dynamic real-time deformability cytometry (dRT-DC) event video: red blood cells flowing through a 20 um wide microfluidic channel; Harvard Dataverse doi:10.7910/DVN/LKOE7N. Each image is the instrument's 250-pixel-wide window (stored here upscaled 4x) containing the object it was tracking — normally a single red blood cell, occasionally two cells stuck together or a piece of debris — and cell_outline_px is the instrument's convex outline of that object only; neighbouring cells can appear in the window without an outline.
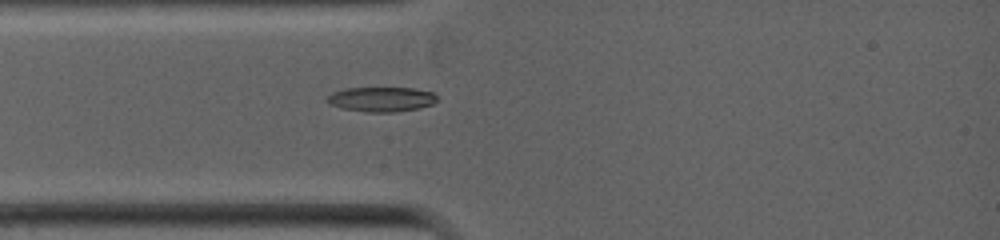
{"species": "common noctule bat (a hibernating species)", "species_latin": "Nyctalus noctula", "temperature_condition": "warm", "stored_images_in_passage": 7, "camera_frame_rate_fps": 5000, "um_per_image_px": 0.085, "animal": {"sex": "female", "body_mass_g": 19.0, "forearm_length_mm": 53.3}, "frame": {"image": 1, "passage_image": 1, "time_ms": 0.0, "image_size_px": [1000, 240], "cell_outline_px": [[436, 100], [432, 104], [420, 108], [396, 112], [364, 112], [340, 108], [328, 104], [324, 100], [332, 92], [344, 88], [412, 88], [436, 92]], "centroid_in_image_um": [32.38, 8.44], "position_along_channel_um": 52.6, "area_um2": 16.13}}
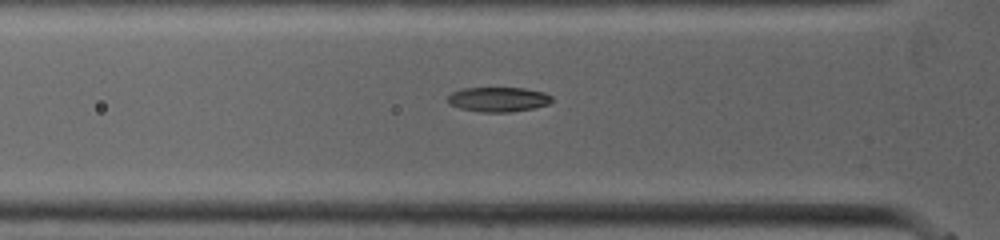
{"frame": {"image": 2, "passage_image": 4, "time_ms": 0.6, "image_size_px": [1000, 240], "cell_outline_px": [[552, 100], [548, 104], [536, 108], [512, 112], [480, 112], [460, 108], [448, 104], [444, 100], [452, 92], [460, 88], [524, 88], [544, 92], [552, 96]], "centroid_in_image_um": [42.32, 8.45], "position_along_channel_um": 83.5, "area_um2": 15.26}}
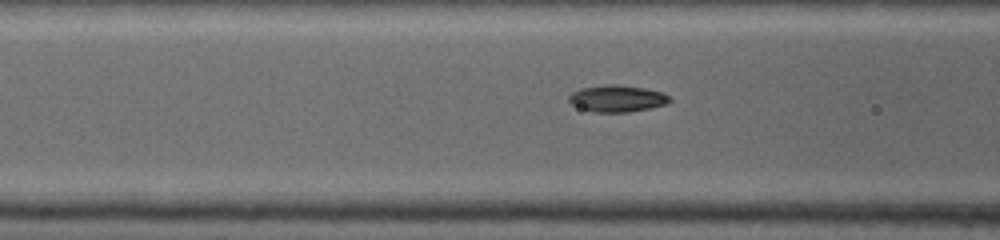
{"frame": {"image": 3, "passage_image": 7, "time_ms": 1.2, "image_size_px": [1000, 240], "cell_outline_px": [[672, 100], [668, 104], [628, 112], [592, 112], [580, 108], [572, 104], [568, 100], [568, 96], [572, 92], [580, 88], [612, 80], [664, 92]], "centroid_in_image_um": [52.44, 8.3], "position_along_channel_um": 114.2, "area_um2": 16.7}}